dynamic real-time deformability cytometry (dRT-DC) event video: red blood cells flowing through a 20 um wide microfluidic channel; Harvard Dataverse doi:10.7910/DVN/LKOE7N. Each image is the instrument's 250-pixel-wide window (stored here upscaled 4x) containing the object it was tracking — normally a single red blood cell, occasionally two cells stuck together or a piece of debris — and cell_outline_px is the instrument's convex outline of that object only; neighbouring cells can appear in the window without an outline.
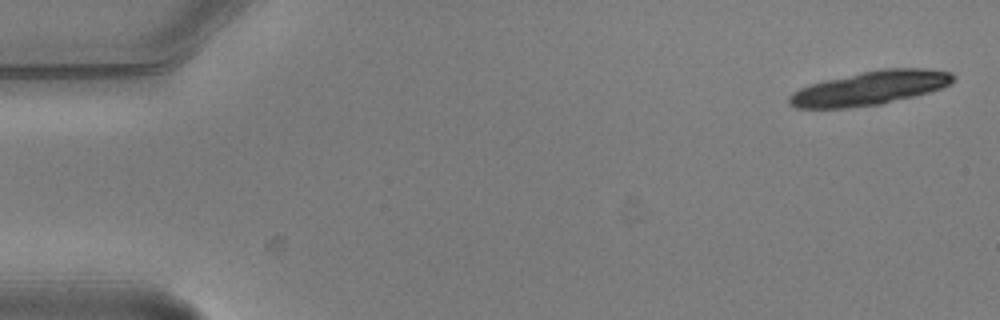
{"species": "common noctule bat (a hibernating species)", "species_latin": "Nyctalus noctula", "temperature_condition": "warm", "stored_images_in_passage": 8, "camera_frame_rate_fps": 3000, "um_per_image_px": 0.085, "animal": {"sex": "male", "body_mass_g": 20.5, "forearm_length_mm": 52.5}, "frame": {"image": 1, "passage_image": 1, "time_ms": 0.0, "image_size_px": [1000, 320], "cell_outline_px": [[956, 76], [944, 88], [880, 104], [844, 108], [796, 108], [788, 104], [788, 96], [792, 92], [800, 88], [824, 80], [860, 72], [880, 68], [924, 68], [952, 72]], "centroid_in_image_um": [73.93, 7.47], "position_along_channel_um": 11.1, "area_um2": 32.37}}
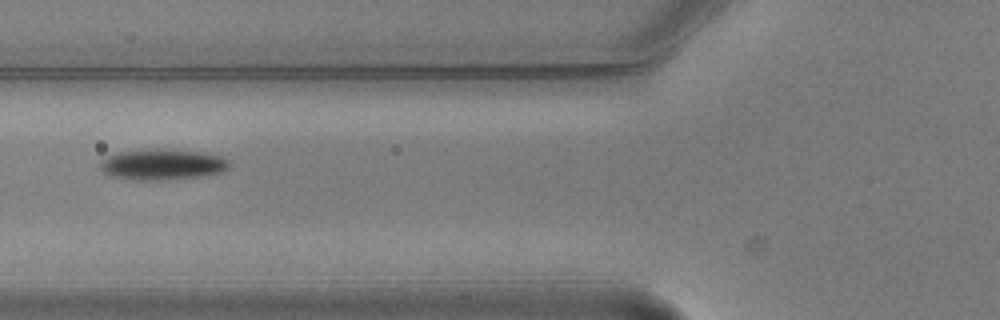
{"frame": {"image": 2, "passage_image": 6, "time_ms": 1.667, "image_size_px": [1000, 320], "cell_outline_px": [[228, 168], [220, 172], [200, 176], [168, 180], [132, 180], [108, 176], [100, 168], [100, 160], [116, 152], [156, 148], [204, 152], [220, 156], [228, 160]], "centroid_in_image_um": [13.74, 13.98], "position_along_channel_um": 112.1, "area_um2": 23.41}}
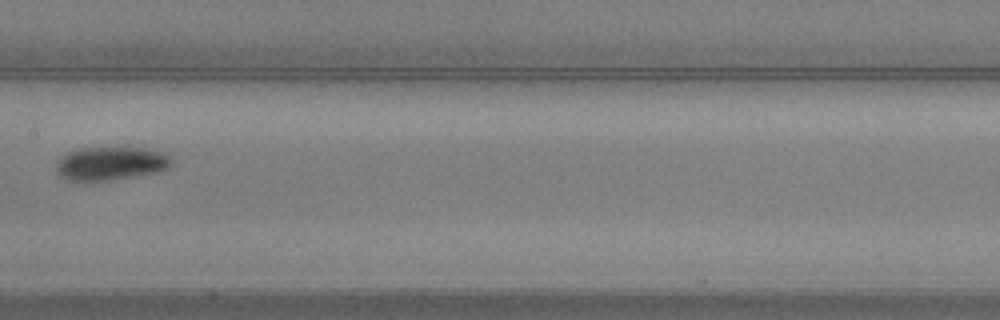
{"frame": {"image": 3, "passage_image": 8, "time_ms": 2.333, "image_size_px": [1000, 320], "cell_outline_px": [[172, 164], [168, 168], [160, 172], [112, 180], [84, 184], [68, 180], [60, 176], [56, 172], [56, 160], [60, 156], [68, 152], [80, 148], [144, 148], [164, 152], [172, 160]], "centroid_in_image_um": [9.36, 13.93], "position_along_channel_um": 198.0, "area_um2": 23.24}}